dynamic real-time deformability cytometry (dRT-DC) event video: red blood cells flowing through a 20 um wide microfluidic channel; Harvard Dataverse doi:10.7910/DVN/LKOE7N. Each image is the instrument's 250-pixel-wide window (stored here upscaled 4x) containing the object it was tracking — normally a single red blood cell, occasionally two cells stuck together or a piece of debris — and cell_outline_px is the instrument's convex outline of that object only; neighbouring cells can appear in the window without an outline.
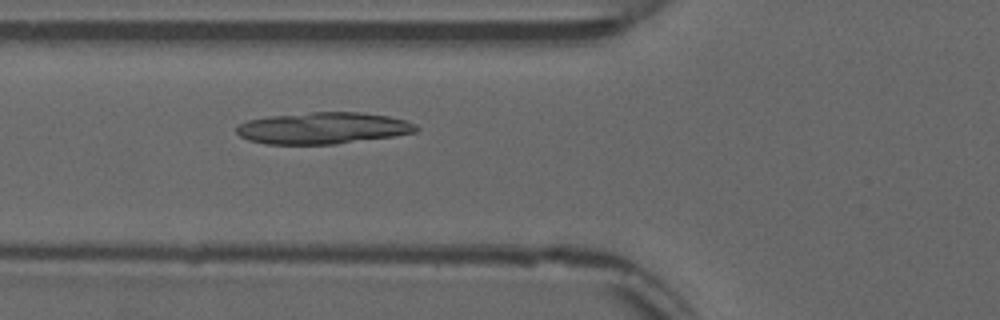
{"species": "common noctule bat (a hibernating species)", "species_latin": "Nyctalus noctula", "temperature_condition": "warm", "stored_images_in_passage": 54, "camera_frame_rate_fps": 3000, "um_per_image_px": 0.085, "animal": {"sex": "male", "forearm_length_mm": 52.5}, "frame": {"image": 1, "passage_image": 21, "time_ms": 6.667, "image_size_px": [1000, 320], "cell_outline_px": [[420, 128], [416, 132], [392, 136], [336, 144], [264, 144], [248, 140], [240, 136], [236, 132], [236, 128], [240, 124], [248, 120], [268, 116], [312, 112], [360, 112], [388, 116], [404, 120], [416, 124]], "centroid_in_image_um": [27.44, 10.89], "position_along_channel_um": 98.4, "area_um2": 33.06}}
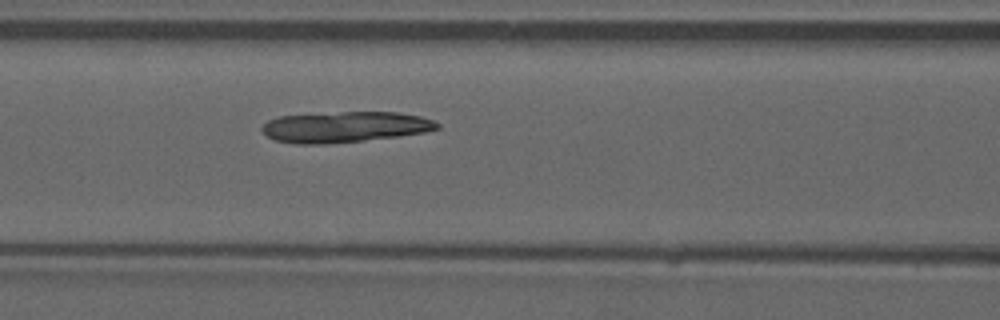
{"frame": {"image": 2, "passage_image": 24, "time_ms": 7.667, "image_size_px": [1000, 320], "cell_outline_px": [[440, 128], [424, 132], [396, 136], [364, 140], [320, 144], [296, 144], [276, 140], [268, 136], [260, 128], [268, 120], [280, 116], [340, 112], [400, 112], [420, 116], [432, 120], [440, 124]], "centroid_in_image_um": [29.32, 10.78], "position_along_channel_um": 137.3, "area_um2": 31.15}}
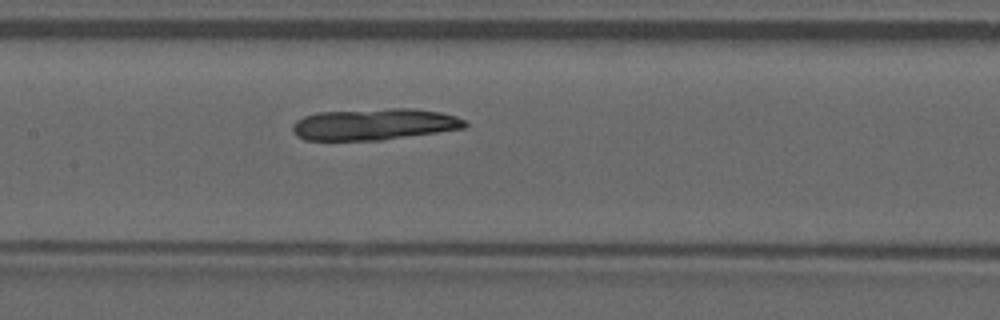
{"frame": {"image": 3, "passage_image": 27, "time_ms": 8.667, "image_size_px": [1000, 320], "cell_outline_px": [[468, 124], [464, 128], [380, 140], [304, 140], [296, 136], [292, 132], [292, 124], [296, 120], [304, 116], [320, 112], [392, 108], [412, 108], [440, 112], [456, 116], [464, 120]], "centroid_in_image_um": [31.77, 10.56], "position_along_channel_um": 175.6, "area_um2": 31.56}}